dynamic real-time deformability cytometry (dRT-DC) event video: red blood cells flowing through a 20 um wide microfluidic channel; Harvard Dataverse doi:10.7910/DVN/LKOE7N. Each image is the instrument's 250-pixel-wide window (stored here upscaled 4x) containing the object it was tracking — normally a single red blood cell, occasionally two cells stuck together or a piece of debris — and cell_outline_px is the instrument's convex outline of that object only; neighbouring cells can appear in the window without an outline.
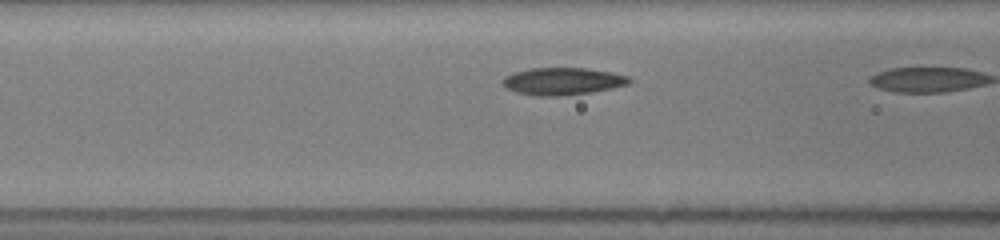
{"species": "common noctule bat (a hibernating species)", "species_latin": "Nyctalus noctula", "temperature_condition": "room temperature", "stored_images_in_passage": 6, "camera_frame_rate_fps": 3000, "um_per_image_px": 0.085, "animal": {"sex": "female", "body_mass_g": 19.5, "forearm_length_mm": 54.1}, "frame": {"image": 1, "passage_image": 5, "time_ms": 1.667, "image_size_px": [1000, 240], "cell_outline_px": [[632, 80], [628, 84], [612, 88], [592, 92], [564, 96], [536, 96], [516, 92], [500, 84], [500, 80], [504, 76], [516, 72], [532, 68], [584, 68], [612, 72], [628, 76]], "centroid_in_image_um": [47.8, 6.91], "position_along_channel_um": 118.8, "area_um2": 20.23}}